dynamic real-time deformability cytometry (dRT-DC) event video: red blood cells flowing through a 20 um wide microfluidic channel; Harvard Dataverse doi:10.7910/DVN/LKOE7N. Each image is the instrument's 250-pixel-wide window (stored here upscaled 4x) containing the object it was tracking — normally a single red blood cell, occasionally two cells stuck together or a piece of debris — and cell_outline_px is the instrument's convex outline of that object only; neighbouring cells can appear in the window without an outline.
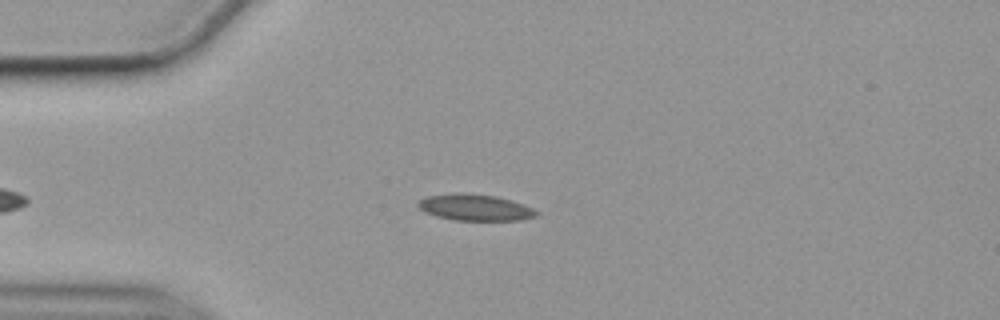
{"species": "common noctule bat (a hibernating species)", "species_latin": "Nyctalus noctula", "temperature_condition": "cold", "stored_images_in_passage": 43, "camera_frame_rate_fps": 3000, "um_per_image_px": 0.085, "animal": {"sex": "female", "body_mass_g": 19.9}, "frame": {"image": 1, "passage_image": 5, "time_ms": 1.333, "image_size_px": [1000, 320], "cell_outline_px": [[540, 212], [536, 216], [520, 220], [456, 220], [436, 216], [424, 212], [416, 204], [420, 200], [428, 196], [456, 192], [464, 192], [496, 196], [524, 204]], "centroid_in_image_um": [40.38, 17.62], "position_along_channel_um": 44.6, "area_um2": 18.21}}
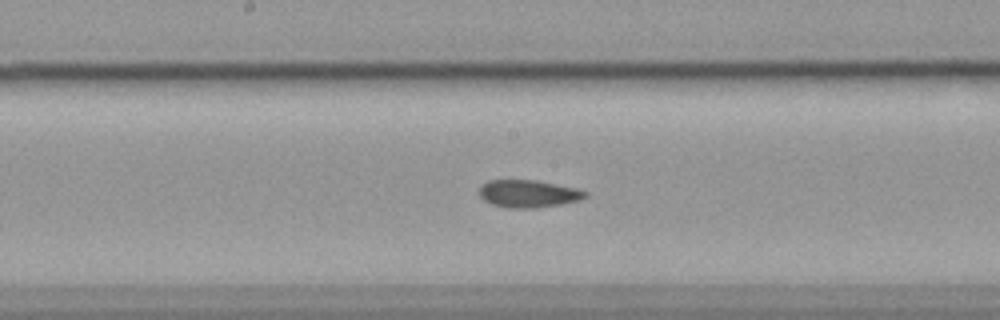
{"frame": {"image": 2, "passage_image": 20, "time_ms": 6.333, "image_size_px": [1000, 320], "cell_outline_px": [[588, 196], [580, 200], [560, 204], [536, 208], [508, 208], [492, 204], [484, 200], [480, 196], [480, 184], [488, 180], [536, 180], [580, 188], [588, 192]], "centroid_in_image_um": [44.94, 16.45], "position_along_channel_um": 203.3, "area_um2": 17.22}}
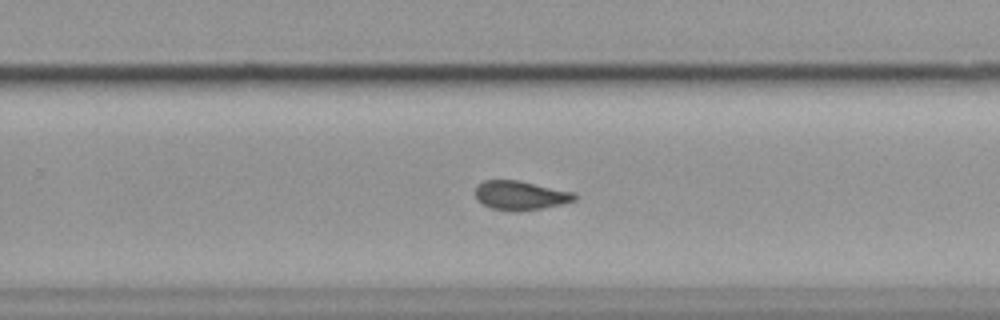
{"frame": {"image": 3, "passage_image": 27, "time_ms": 8.667, "image_size_px": [1000, 320], "cell_outline_px": [[580, 196], [576, 200], [564, 204], [516, 212], [492, 208], [476, 200], [476, 184], [484, 180], [516, 180], [576, 192]], "centroid_in_image_um": [44.28, 16.61], "position_along_channel_um": 285.5, "area_um2": 16.99}, "authors_computed_cell_mechanics": {"area_um2": 17.2244, "velocity_mm_per_s": 3.5369, "shape_relaxation_time_tau1_ms": null, "shape_relaxation_time_tau2_ms": 5.4797, "deformation_change_tau1": null, "deformation_change_tau2": 0.118}}